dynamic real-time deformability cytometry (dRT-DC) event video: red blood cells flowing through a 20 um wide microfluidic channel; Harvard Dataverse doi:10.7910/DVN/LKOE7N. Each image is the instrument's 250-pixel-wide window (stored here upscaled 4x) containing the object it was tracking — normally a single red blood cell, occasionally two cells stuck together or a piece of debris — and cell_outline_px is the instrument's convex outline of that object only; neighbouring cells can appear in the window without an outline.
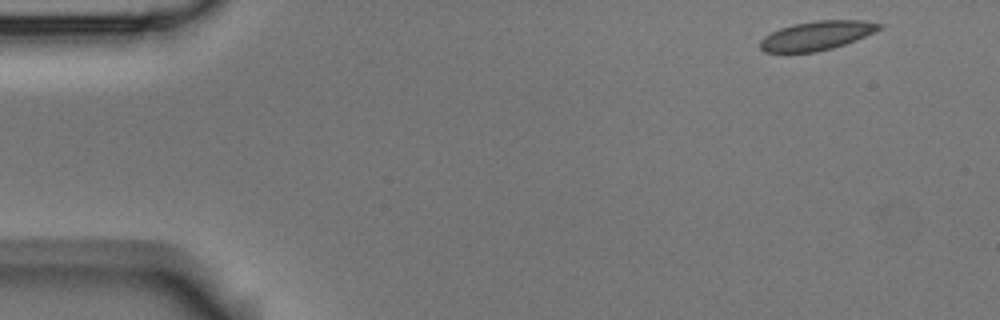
{"species": "Egyptian fruit bat (a non-hibernating species)", "species_latin": "Rousettus aegyptiacus", "temperature_condition": "room temperature", "stored_images_in_passage": 6, "segment_of_instrument_passage": [2, 2], "camera_frame_rate_fps": 3000, "um_per_image_px": 0.085, "animal": {"sex": "male"}, "frame": {"image": 1, "passage_image": 6, "time_ms": 1.667, "image_size_px": [1000, 320], "cell_outline_px": [[884, 24], [876, 32], [856, 40], [832, 48], [816, 52], [764, 52], [760, 48], [760, 40], [764, 36], [780, 28], [792, 24], [816, 20], [864, 20]], "centroid_in_image_um": [69.44, 3.01], "position_along_channel_um": 15.6, "area_um2": 20.23}}